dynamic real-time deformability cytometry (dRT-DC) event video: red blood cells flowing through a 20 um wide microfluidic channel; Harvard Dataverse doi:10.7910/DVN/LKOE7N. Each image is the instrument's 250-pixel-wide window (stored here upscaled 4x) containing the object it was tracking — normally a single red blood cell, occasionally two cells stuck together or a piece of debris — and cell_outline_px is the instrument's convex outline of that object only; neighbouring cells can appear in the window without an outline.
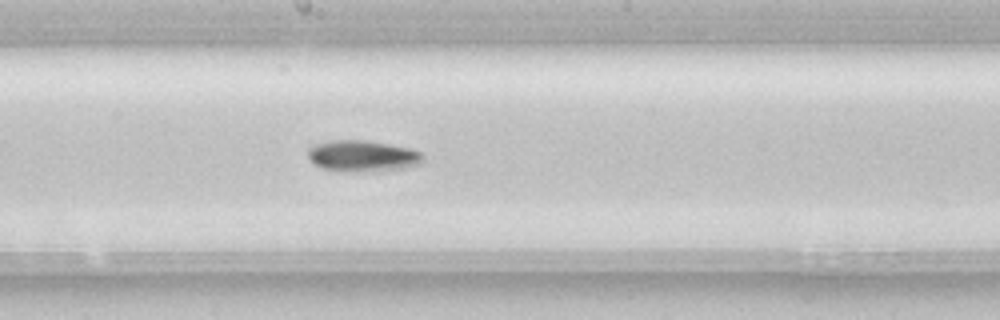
{"species": "common noctule bat (a hibernating species)", "species_latin": "Nyctalus noctula", "temperature_condition": "room temperature", "stored_images_in_passage": 48, "camera_frame_rate_fps": 3000, "um_per_image_px": 0.085, "animal": {"sex": "female", "body_mass_g": 22.7, "forearm_length_mm": 54.2}, "frame": {"image": 1, "passage_image": 28, "time_ms": 9.0, "image_size_px": [1000, 320], "cell_outline_px": [[424, 160], [420, 164], [404, 168], [340, 172], [320, 168], [312, 164], [308, 156], [308, 148], [316, 144], [328, 140], [364, 140], [388, 144], [408, 148], [420, 152], [424, 156]], "centroid_in_image_um": [30.76, 13.25], "position_along_channel_um": 217.4, "area_um2": 20.92}}